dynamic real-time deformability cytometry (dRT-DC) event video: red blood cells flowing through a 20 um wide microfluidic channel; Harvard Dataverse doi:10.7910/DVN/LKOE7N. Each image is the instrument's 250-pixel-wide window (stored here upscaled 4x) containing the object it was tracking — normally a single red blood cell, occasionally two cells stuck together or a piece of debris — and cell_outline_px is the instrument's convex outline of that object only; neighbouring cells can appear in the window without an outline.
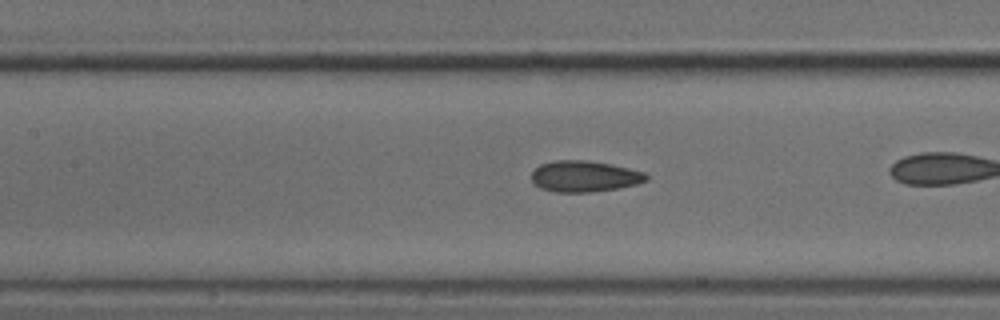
{"species": "common noctule bat (a hibernating species)", "species_latin": "Nyctalus noctula", "temperature_condition": "cold", "stored_images_in_passage": 31, "camera_frame_rate_fps": 3000, "um_per_image_px": 0.085, "animal": {"sex": "male", "body_mass_g": 18.8}, "frame": {"image": 1, "passage_image": 14, "time_ms": 4.333, "image_size_px": [1000, 320], "cell_outline_px": [[648, 180], [636, 184], [616, 188], [588, 192], [556, 192], [540, 188], [532, 180], [532, 172], [540, 164], [556, 160], [584, 160], [612, 164], [644, 172], [648, 176]], "centroid_in_image_um": [49.67, 14.98], "position_along_channel_um": 157.7, "area_um2": 20.63}}